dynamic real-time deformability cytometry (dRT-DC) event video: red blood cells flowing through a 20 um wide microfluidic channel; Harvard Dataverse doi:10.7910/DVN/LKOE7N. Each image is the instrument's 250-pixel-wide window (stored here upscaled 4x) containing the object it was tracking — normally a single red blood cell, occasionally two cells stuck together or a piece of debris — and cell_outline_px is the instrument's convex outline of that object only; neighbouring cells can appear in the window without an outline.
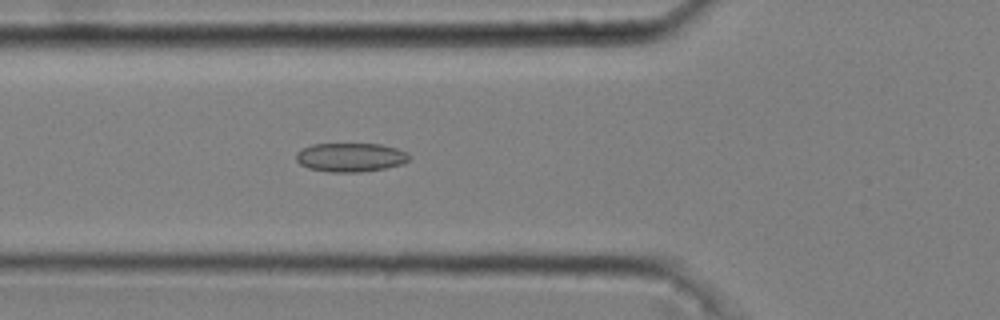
{"species": "common noctule bat (a hibernating species)", "species_latin": "Nyctalus noctula", "temperature_condition": "cold", "stored_images_in_passage": 51, "camera_frame_rate_fps": 3000, "um_per_image_px": 0.085, "animal": {"sex": "male", "body_mass_g": 20.4}, "frame": {"image": 1, "passage_image": 18, "time_ms": 5.667, "image_size_px": [1000, 320], "cell_outline_px": [[412, 156], [404, 164], [384, 168], [360, 172], [328, 172], [308, 168], [300, 164], [296, 160], [296, 152], [312, 144], [380, 144], [396, 148], [408, 152]], "centroid_in_image_um": [29.82, 13.37], "position_along_channel_um": 96.0, "area_um2": 19.13}}
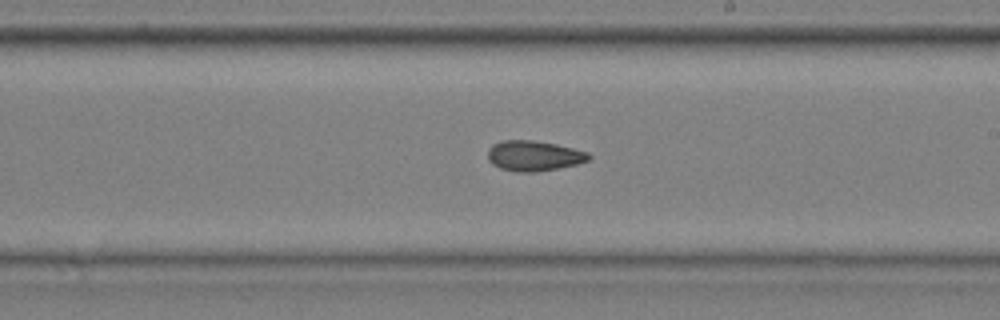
{"frame": {"image": 2, "passage_image": 30, "time_ms": 9.667, "image_size_px": [1000, 320], "cell_outline_px": [[592, 156], [588, 160], [576, 164], [536, 172], [516, 172], [500, 168], [492, 164], [488, 160], [488, 148], [492, 144], [500, 140], [532, 140], [556, 144], [588, 152]], "centroid_in_image_um": [45.34, 13.23], "position_along_channel_um": 243.7, "area_um2": 17.86}}
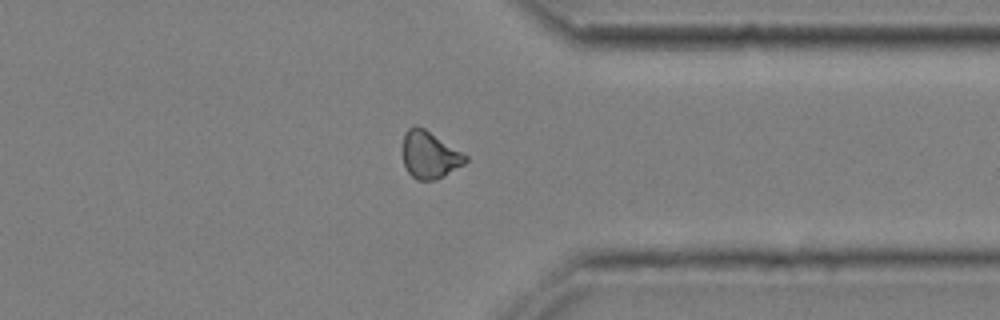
{"frame": {"image": 3, "passage_image": 41, "time_ms": 13.333, "image_size_px": [1000, 320], "cell_outline_px": [[468, 160], [464, 164], [444, 176], [436, 180], [416, 180], [408, 172], [404, 164], [400, 152], [400, 148], [404, 132], [408, 128], [416, 124], [424, 128], [468, 156]], "centroid_in_image_um": [36.45, 13.15], "position_along_channel_um": 374.9, "area_um2": 17.63}, "authors_computed_cell_mechanics": {"area_um2": 18.1492, "velocity_mm_per_s": 3.6833, "shape_relaxation_time_tau1_ms": 8.7538, "shape_relaxation_time_tau2_ms": null, "deformation_change_tau1": 0.124, "deformation_change_tau2": null}}